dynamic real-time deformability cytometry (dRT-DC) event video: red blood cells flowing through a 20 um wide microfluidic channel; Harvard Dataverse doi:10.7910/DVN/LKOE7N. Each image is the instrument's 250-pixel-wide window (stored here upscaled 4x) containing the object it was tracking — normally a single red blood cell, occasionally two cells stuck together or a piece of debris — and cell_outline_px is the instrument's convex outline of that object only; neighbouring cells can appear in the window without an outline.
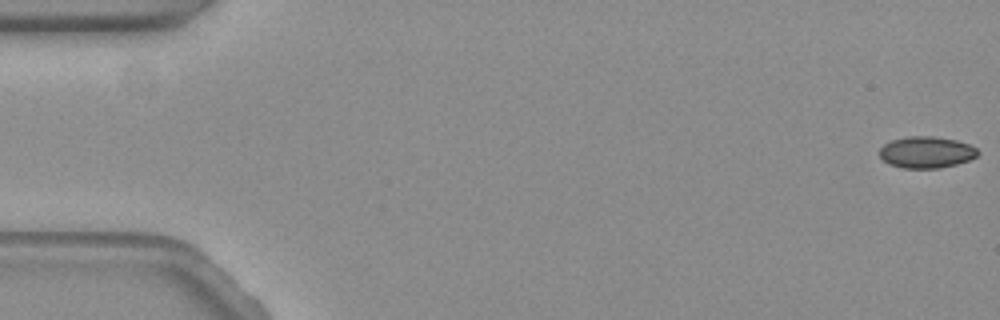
{"species": "common noctule bat (a hibernating species)", "species_latin": "Nyctalus noctula", "temperature_condition": "warm", "stored_images_in_passage": 59, "camera_frame_rate_fps": 3000, "um_per_image_px": 0.085, "animal": {"sex": "female", "body_mass_g": 19.3, "forearm_length_mm": 54.1}, "frame": {"image": 1, "passage_image": 1, "time_ms": 0.0, "image_size_px": [1000, 320], "cell_outline_px": [[980, 152], [976, 156], [968, 160], [956, 164], [940, 168], [904, 168], [888, 164], [880, 156], [880, 148], [884, 144], [892, 140], [908, 136], [932, 136], [956, 140], [968, 144], [976, 148]], "centroid_in_image_um": [78.74, 12.94], "position_along_channel_um": 6.3, "area_um2": 17.98}}
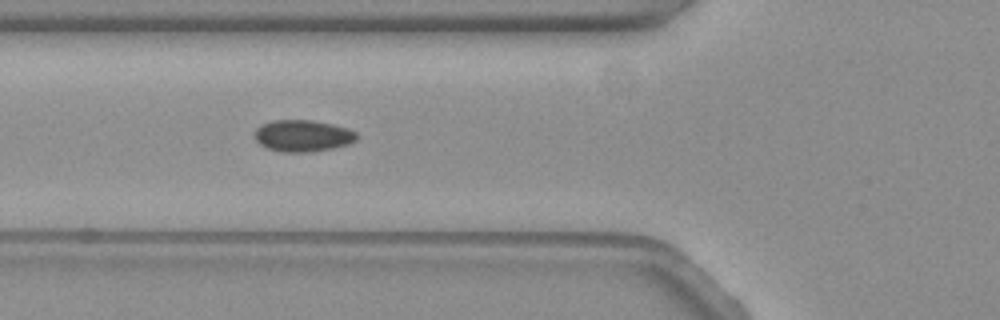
{"frame": {"image": 2, "passage_image": 22, "time_ms": 7.0, "image_size_px": [1000, 320], "cell_outline_px": [[360, 136], [356, 140], [348, 144], [332, 148], [312, 152], [280, 152], [268, 148], [260, 144], [252, 136], [256, 128], [260, 124], [272, 120], [312, 120], [332, 124], [348, 128], [356, 132]], "centroid_in_image_um": [25.72, 11.54], "position_along_channel_um": 100.1, "area_um2": 19.13}}
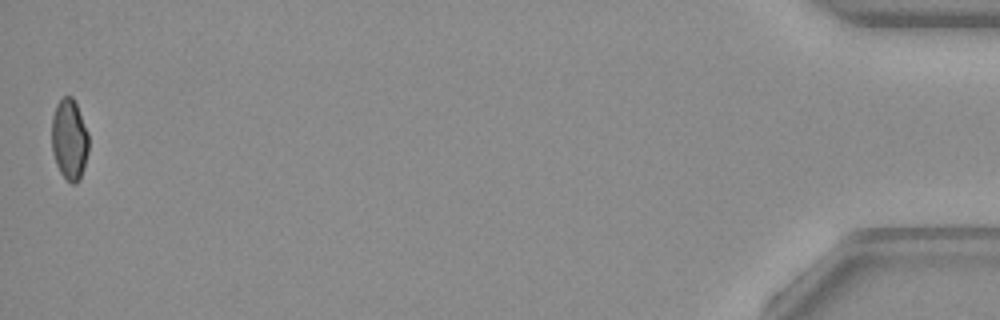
{"frame": {"image": 3, "passage_image": 59, "time_ms": 19.333, "image_size_px": [1000, 320], "cell_outline_px": [[88, 152], [84, 168], [80, 180], [76, 184], [72, 184], [60, 172], [56, 164], [52, 152], [52, 116], [56, 104], [64, 96], [72, 96], [76, 104], [88, 132]], "centroid_in_image_um": [5.9, 11.87], "position_along_channel_um": 429.3, "area_um2": 17.46}, "authors_computed_cell_mechanics": {"area_um2": 18.496, "velocity_mm_per_s": 3.4902, "shape_relaxation_time_tau1_ms": null, "shape_relaxation_time_tau2_ms": 3.2125, "deformation_change_tau1": null, "deformation_change_tau2": 0.0519}}